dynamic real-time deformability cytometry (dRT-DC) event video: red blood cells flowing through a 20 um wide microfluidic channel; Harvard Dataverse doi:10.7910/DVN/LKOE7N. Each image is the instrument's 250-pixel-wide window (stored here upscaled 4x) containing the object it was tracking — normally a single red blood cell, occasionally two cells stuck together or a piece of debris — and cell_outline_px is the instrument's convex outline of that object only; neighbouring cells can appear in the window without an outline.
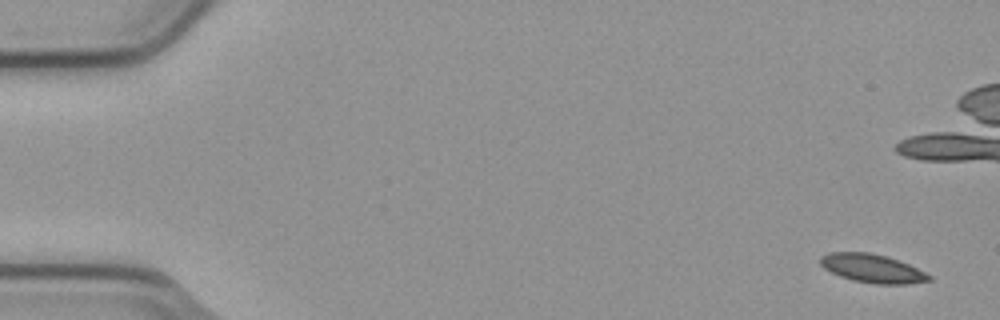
{"species": "common noctule bat (a hibernating species)", "species_latin": "Nyctalus noctula", "temperature_condition": "cold", "stored_images_in_passage": 7, "camera_frame_rate_fps": 3000, "um_per_image_px": 0.085, "animal": {"sex": "male", "body_mass_g": 23.1, "forearm_length_mm": 52.7}, "frame": {"image": 1, "passage_image": 1, "time_ms": 0.0, "image_size_px": [1000, 320], "cell_outline_px": [[932, 280], [908, 284], [876, 284], [852, 280], [840, 276], [824, 268], [820, 264], [820, 256], [828, 252], [868, 252], [900, 260], [932, 276]], "centroid_in_image_um": [74.14, 22.81], "position_along_channel_um": 10.9, "area_um2": 18.03}}